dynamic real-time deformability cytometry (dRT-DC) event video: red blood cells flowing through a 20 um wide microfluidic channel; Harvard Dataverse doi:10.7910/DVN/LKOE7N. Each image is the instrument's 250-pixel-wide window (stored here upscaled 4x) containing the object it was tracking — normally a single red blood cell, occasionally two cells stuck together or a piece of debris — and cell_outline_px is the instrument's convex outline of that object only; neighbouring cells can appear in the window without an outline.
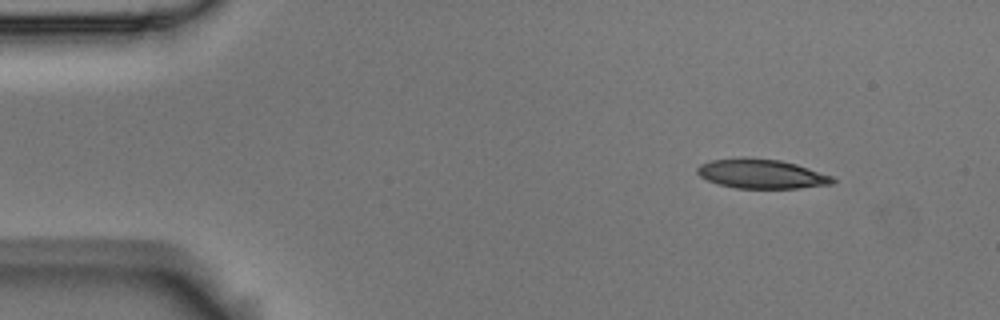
{"species": "Egyptian fruit bat (a non-hibernating species)", "species_latin": "Rousettus aegyptiacus", "temperature_condition": "room temperature", "stored_images_in_passage": 4, "camera_frame_rate_fps": 3000, "um_per_image_px": 0.085, "animal": {"sex": "male"}, "frame": {"image": 1, "passage_image": 1, "time_ms": 0.0, "image_size_px": [1000, 320], "cell_outline_px": [[836, 180], [832, 184], [800, 188], [736, 188], [720, 184], [708, 180], [700, 176], [696, 172], [696, 168], [700, 164], [712, 160], [744, 156], [780, 160], [796, 164], [832, 176]], "centroid_in_image_um": [64.71, 14.76], "position_along_channel_um": 20.3, "area_um2": 23.24}}
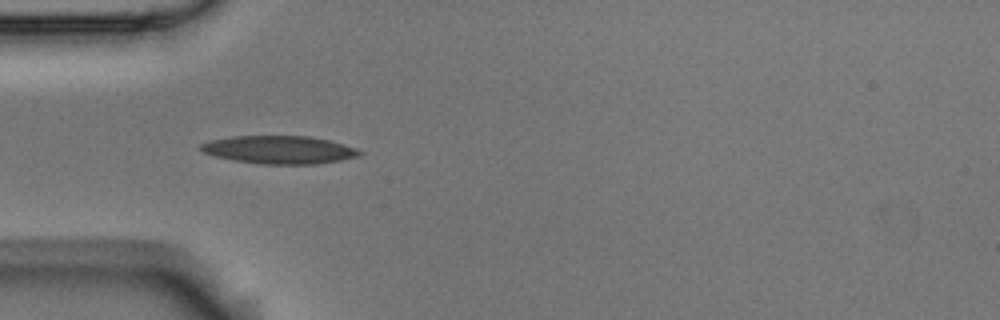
{"frame": {"image": 2, "passage_image": 3, "time_ms": 0.667, "image_size_px": [1000, 320], "cell_outline_px": [[364, 152], [360, 156], [340, 160], [316, 164], [260, 164], [236, 160], [216, 156], [204, 152], [200, 148], [200, 144], [208, 140], [232, 136], [308, 136], [328, 140], [344, 144], [356, 148]], "centroid_in_image_um": [23.76, 12.72], "position_along_channel_um": 61.2, "area_um2": 25.84}}
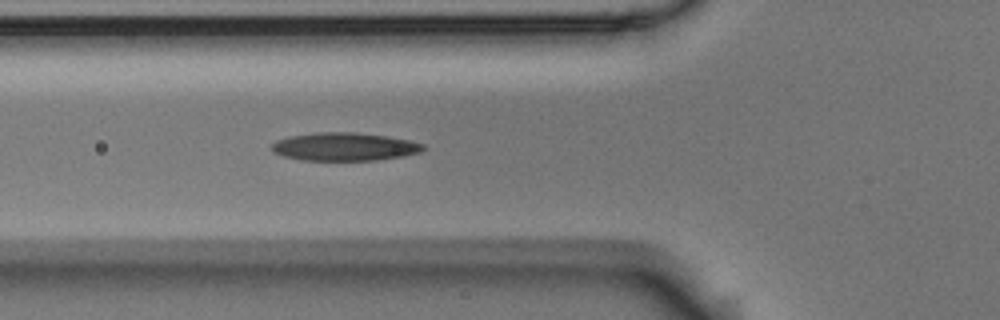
{"frame": {"image": 3, "passage_image": 4, "time_ms": 1.0, "image_size_px": [1000, 320], "cell_outline_px": [[424, 148], [420, 152], [404, 156], [376, 160], [300, 160], [284, 156], [272, 152], [272, 144], [276, 140], [288, 136], [316, 132], [356, 132], [384, 136], [408, 140], [424, 144]], "centroid_in_image_um": [29.24, 12.47], "position_along_channel_um": 96.6, "area_um2": 24.8}}